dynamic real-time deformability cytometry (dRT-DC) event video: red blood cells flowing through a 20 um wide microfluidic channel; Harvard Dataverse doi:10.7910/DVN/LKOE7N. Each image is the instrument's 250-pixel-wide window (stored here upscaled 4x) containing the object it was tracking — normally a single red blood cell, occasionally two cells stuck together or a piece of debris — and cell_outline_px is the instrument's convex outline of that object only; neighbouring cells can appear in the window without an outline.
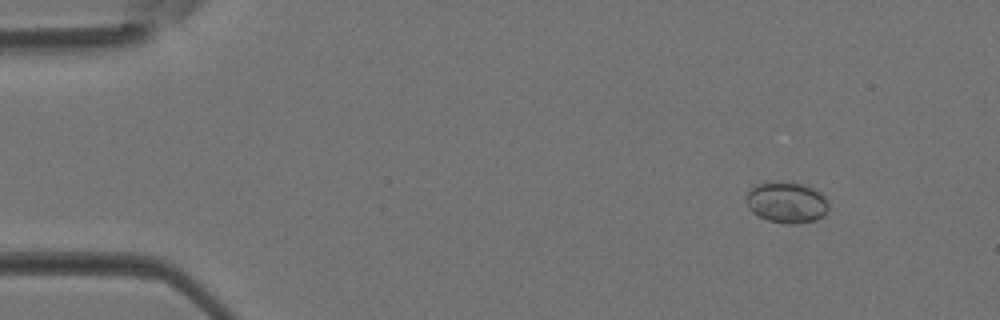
{"species": "Egyptian fruit bat (a non-hibernating species)", "species_latin": "Rousettus aegyptiacus", "temperature_condition": "room temperature", "stored_images_in_passage": 3, "camera_frame_rate_fps": 3000, "um_per_image_px": 0.085, "animal": {"sex": "female"}, "frame": {"image": 1, "passage_image": 1, "time_ms": 0.0, "image_size_px": [1000, 320], "cell_outline_px": [[828, 208], [824, 216], [816, 220], [796, 224], [788, 224], [768, 220], [752, 212], [744, 196], [752, 188], [768, 180], [800, 184], [812, 188], [820, 192], [824, 196], [828, 204]], "centroid_in_image_um": [66.87, 17.21], "position_along_channel_um": 18.1, "area_um2": 19.65}}
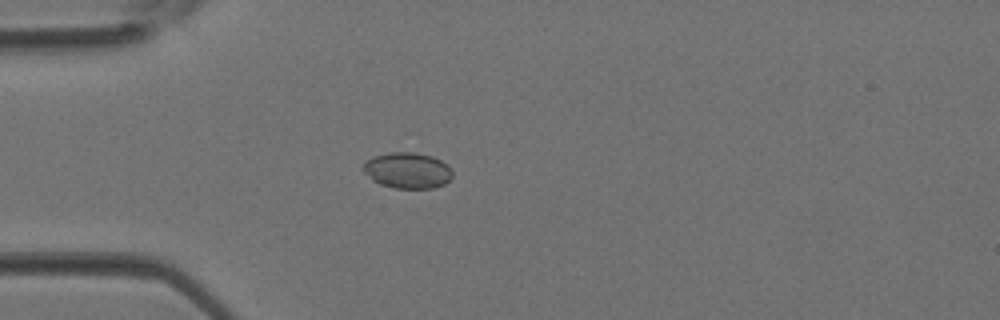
{"frame": {"image": 2, "passage_image": 3, "time_ms": 0.667, "image_size_px": [1000, 320], "cell_outline_px": [[452, 176], [444, 184], [432, 188], [392, 188], [380, 184], [372, 180], [360, 168], [372, 156], [392, 152], [416, 152], [432, 156], [448, 164], [452, 172]], "centroid_in_image_um": [34.62, 14.48], "position_along_channel_um": 50.4, "area_um2": 18.79}}